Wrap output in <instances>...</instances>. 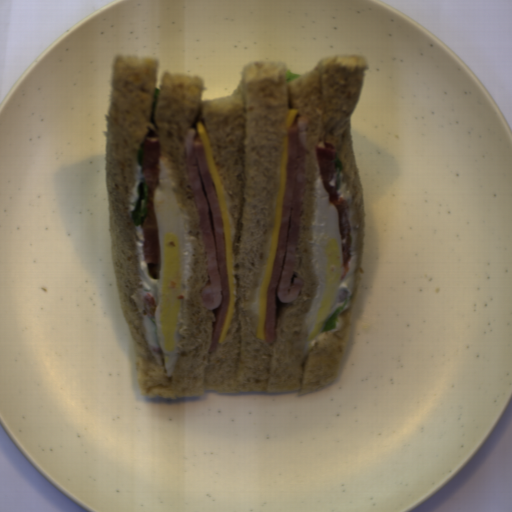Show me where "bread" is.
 Instances as JSON below:
<instances>
[{"mask_svg":"<svg viewBox=\"0 0 512 512\" xmlns=\"http://www.w3.org/2000/svg\"><path fill=\"white\" fill-rule=\"evenodd\" d=\"M158 57L115 55L112 59L110 107L104 177L109 199L108 228L112 273L121 314L135 344L141 396L175 400L216 394H313L334 383L341 364L358 295L366 236V203L355 160L352 112L362 91L368 59L361 53L322 57L314 69L288 81L284 60L245 62L241 80L228 96L202 100L205 77L163 71L157 88ZM307 116L308 149L300 238L291 280H304L293 303H278L277 342L257 339L259 284L263 277L275 220L282 143L288 109ZM205 125L225 190L234 233L236 311L227 343L208 355L219 310L202 307L199 290L208 283L207 256L192 189L187 177L183 138L197 122ZM154 135L173 173L188 213L193 249L184 303L182 354L172 377L162 353L147 346L131 294L141 287L136 229L129 209L136 155L143 137ZM329 142L343 162L341 183L351 192L357 234L355 289L335 330L322 332L303 356L305 316L318 282L312 268L311 216L318 162L314 149Z\"/></svg>","mask_w":512,"mask_h":512,"instance_id":"8d2b1439","label":"bread"}]
</instances>
